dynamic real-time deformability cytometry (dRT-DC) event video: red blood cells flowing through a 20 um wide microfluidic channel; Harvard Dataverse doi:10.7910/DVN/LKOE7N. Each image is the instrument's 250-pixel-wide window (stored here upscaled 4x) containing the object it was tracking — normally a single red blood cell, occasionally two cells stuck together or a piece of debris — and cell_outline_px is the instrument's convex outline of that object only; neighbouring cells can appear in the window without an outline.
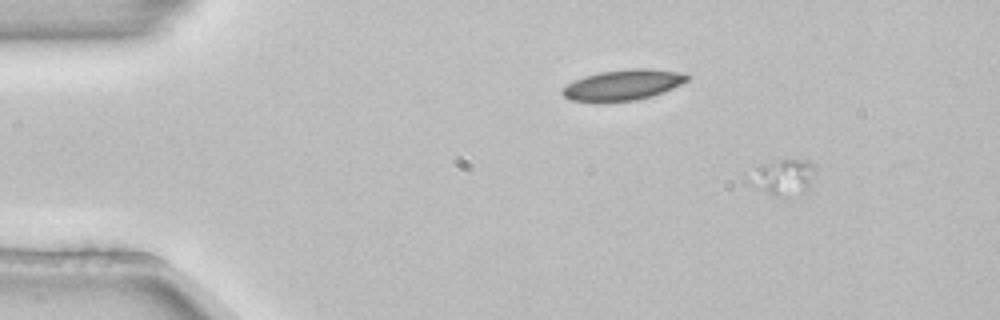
{"species": "common noctule bat (a hibernating species)", "species_latin": "Nyctalus noctula", "temperature_condition": "room temperature", "stored_images_in_passage": 5, "camera_frame_rate_fps": 3000, "um_per_image_px": 0.085, "animal": {"sex": "female", "body_mass_g": 22.7, "forearm_length_mm": 54.2}, "frame": {"image": 1, "passage_image": 1, "time_ms": 0.0, "image_size_px": [1000, 320], "cell_outline_px": [[816, 172], [808, 188], [776, 192], [768, 192], [744, 180], [764, 164], [780, 160], [804, 160], [816, 164]], "centroid_in_image_um": [66.6, 14.93], "position_along_channel_um": 18.4, "area_um2": 12.31}}